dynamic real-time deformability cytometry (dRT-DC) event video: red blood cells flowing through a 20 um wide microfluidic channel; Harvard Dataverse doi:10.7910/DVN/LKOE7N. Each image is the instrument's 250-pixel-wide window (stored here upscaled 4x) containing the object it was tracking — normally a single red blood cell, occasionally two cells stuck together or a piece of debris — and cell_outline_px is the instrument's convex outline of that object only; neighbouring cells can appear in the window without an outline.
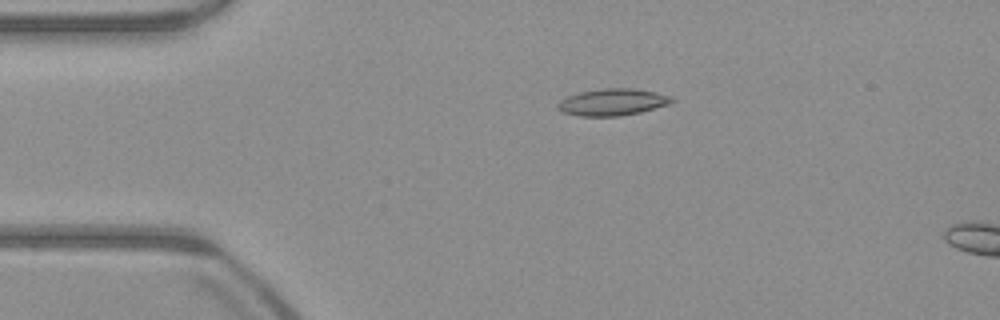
{"species": "common noctule bat (a hibernating species)", "species_latin": "Nyctalus noctula", "temperature_condition": "warm", "stored_images_in_passage": 10, "camera_frame_rate_fps": 3000, "um_per_image_px": 0.085, "animal": {"sex": "male", "body_mass_g": 23.1, "forearm_length_mm": 52.7}, "frame": {"image": 1, "passage_image": 7, "time_ms": 2.0, "image_size_px": [1000, 320], "cell_outline_px": [[676, 100], [668, 104], [640, 112], [620, 116], [580, 116], [564, 112], [556, 108], [556, 104], [560, 100], [568, 96], [580, 92], [600, 88], [632, 88], [656, 92], [672, 96]], "centroid_in_image_um": [52.06, 8.67], "position_along_channel_um": 32.9, "area_um2": 17.86}}